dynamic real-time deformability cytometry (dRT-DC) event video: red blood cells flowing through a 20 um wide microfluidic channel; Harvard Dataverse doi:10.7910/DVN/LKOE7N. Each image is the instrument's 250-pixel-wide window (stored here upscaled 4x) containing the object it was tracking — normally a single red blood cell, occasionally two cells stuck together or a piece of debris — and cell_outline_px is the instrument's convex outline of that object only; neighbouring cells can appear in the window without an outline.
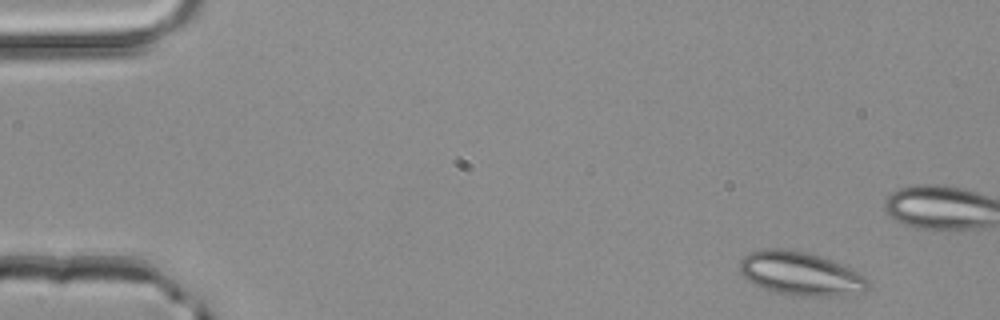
{"species": "common noctule bat (a hibernating species)", "species_latin": "Nyctalus noctula", "temperature_condition": "room temperature", "stored_images_in_passage": 4, "camera_frame_rate_fps": 3000, "um_per_image_px": 0.085, "animal": {"sex": "male", "body_mass_g": 20.4}, "frame": {"image": 1, "passage_image": 1, "time_ms": 0.0, "image_size_px": [1000, 320], "cell_outline_px": [[872, 280], [868, 288], [864, 292], [840, 296], [792, 296], [772, 292], [748, 280], [740, 272], [740, 260], [748, 252], [764, 248], [780, 248], [804, 252], [820, 256], [852, 268]], "centroid_in_image_um": [68.09, 23.27], "position_along_channel_um": 16.9, "area_um2": 33.0}}